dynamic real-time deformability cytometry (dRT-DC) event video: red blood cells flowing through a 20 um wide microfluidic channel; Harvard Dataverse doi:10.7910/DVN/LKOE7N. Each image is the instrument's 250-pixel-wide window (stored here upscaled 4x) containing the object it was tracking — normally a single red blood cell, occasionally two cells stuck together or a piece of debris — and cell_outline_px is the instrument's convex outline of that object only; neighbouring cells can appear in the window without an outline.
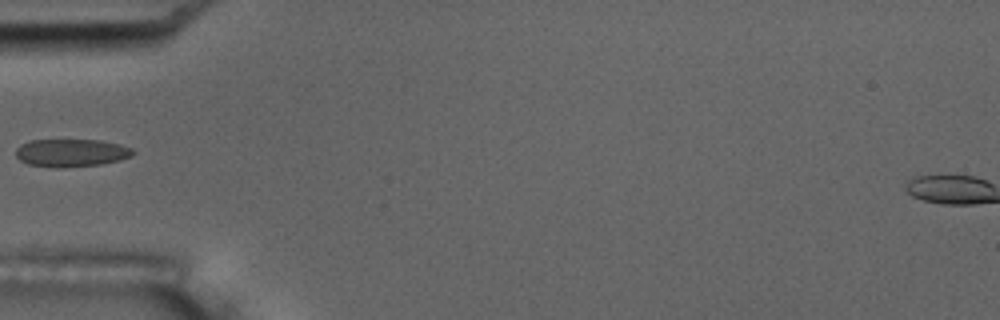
{"species": "common noctule bat (a hibernating species)", "species_latin": "Nyctalus noctula", "temperature_condition": "room temperature", "stored_images_in_passage": 6, "camera_frame_rate_fps": 3000, "um_per_image_px": 0.085, "animal": {"sex": "male", "body_mass_g": 17.5, "forearm_length_mm": 52.3}, "frame": {"image": 1, "passage_image": 6, "time_ms": 5.667, "image_size_px": [1000, 320], "cell_outline_px": [[136, 152], [132, 156], [120, 160], [100, 164], [60, 168], [56, 168], [28, 164], [20, 160], [16, 156], [16, 148], [20, 144], [28, 140], [100, 140], [120, 144], [132, 148]], "centroid_in_image_um": [6.06, 12.99], "position_along_channel_um": 78.9, "area_um2": 19.13}}